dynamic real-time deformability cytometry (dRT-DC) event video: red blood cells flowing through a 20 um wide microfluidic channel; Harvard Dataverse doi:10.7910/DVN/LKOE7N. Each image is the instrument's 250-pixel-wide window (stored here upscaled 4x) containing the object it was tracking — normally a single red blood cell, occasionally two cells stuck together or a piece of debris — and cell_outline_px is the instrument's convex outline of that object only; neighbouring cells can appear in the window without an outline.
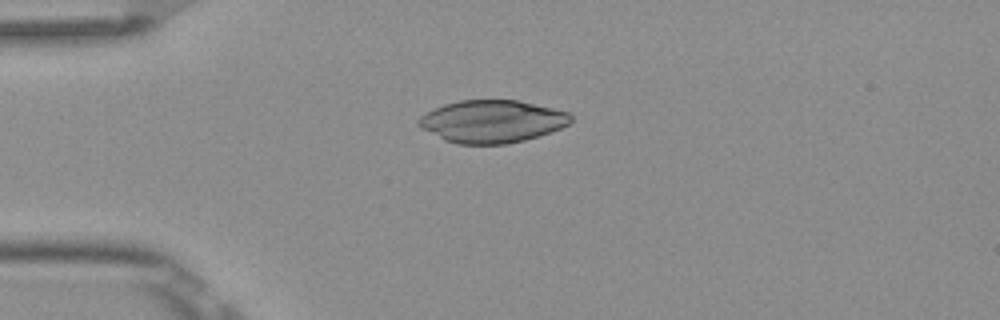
{"species": "Egyptian fruit bat (a non-hibernating species)", "species_latin": "Rousettus aegyptiacus", "temperature_condition": "room temperature", "stored_images_in_passage": 6, "camera_frame_rate_fps": 3000, "um_per_image_px": 0.085, "frame": {"image": 1, "passage_image": 3, "time_ms": 0.667, "image_size_px": [1000, 320], "cell_outline_px": [[572, 120], [568, 124], [560, 128], [524, 140], [504, 144], [456, 144], [444, 140], [420, 128], [416, 124], [416, 120], [424, 112], [432, 108], [444, 104], [460, 100], [520, 100], [568, 112], [572, 116]], "centroid_in_image_um": [41.75, 10.31], "position_along_channel_um": 43.3, "area_um2": 37.86}}